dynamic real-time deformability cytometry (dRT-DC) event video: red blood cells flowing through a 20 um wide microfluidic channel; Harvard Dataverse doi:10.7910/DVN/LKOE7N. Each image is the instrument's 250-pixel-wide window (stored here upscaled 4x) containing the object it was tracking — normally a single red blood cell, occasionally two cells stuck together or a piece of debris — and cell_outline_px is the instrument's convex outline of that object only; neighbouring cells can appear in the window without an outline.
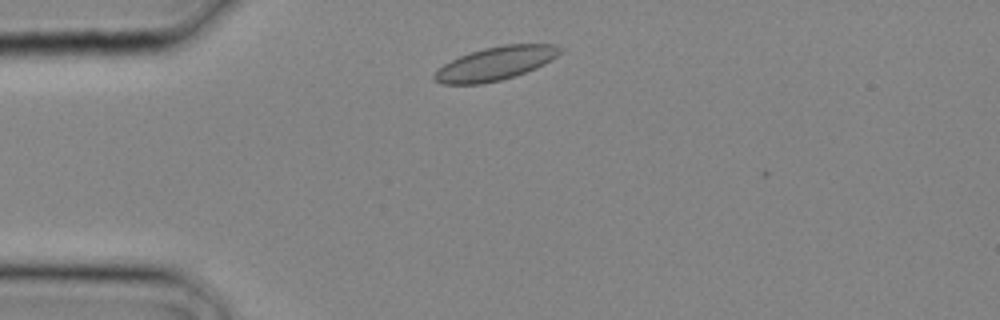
{"species": "common noctule bat (a hibernating species)", "species_latin": "Nyctalus noctula", "temperature_condition": "cold", "stored_images_in_passage": 3, "segment_of_instrument_passage": [2, 2], "camera_frame_rate_fps": 3000, "um_per_image_px": 0.085, "animal": {"sex": "male", "body_mass_g": 20.4}, "frame": {"image": 1, "passage_image": 3, "time_ms": 0.667, "image_size_px": [1000, 320], "cell_outline_px": [[564, 48], [556, 56], [544, 64], [536, 68], [516, 76], [500, 80], [480, 84], [444, 84], [436, 80], [432, 76], [444, 64], [460, 56], [484, 48], [504, 44], [556, 44]], "centroid_in_image_um": [42.15, 5.39], "position_along_channel_um": 42.8, "area_um2": 24.28}}